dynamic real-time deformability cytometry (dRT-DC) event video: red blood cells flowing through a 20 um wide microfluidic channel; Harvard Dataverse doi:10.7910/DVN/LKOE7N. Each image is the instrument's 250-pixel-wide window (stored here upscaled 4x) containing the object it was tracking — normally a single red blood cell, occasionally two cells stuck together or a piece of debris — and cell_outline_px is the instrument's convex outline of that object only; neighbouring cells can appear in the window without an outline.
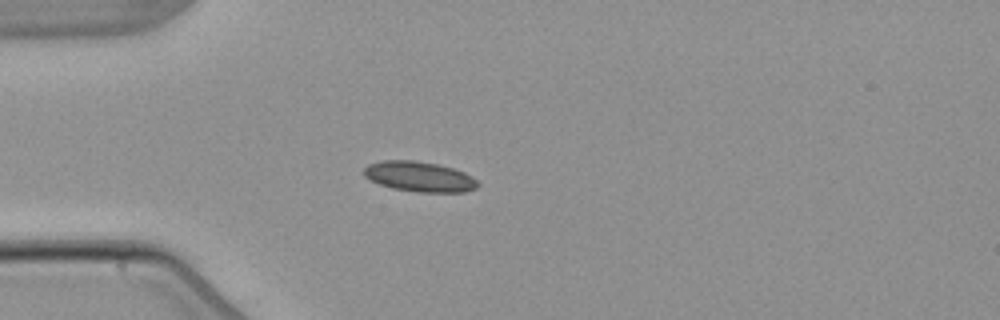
{"species": "common noctule bat (a hibernating species)", "species_latin": "Nyctalus noctula", "temperature_condition": "warm", "stored_images_in_passage": 3, "camera_frame_rate_fps": 3000, "um_per_image_px": 0.085, "animal": {"sex": "male", "body_mass_g": 21.5, "forearm_length_mm": 52.0}, "frame": {"image": 1, "passage_image": 3, "time_ms": 2.333, "image_size_px": [1000, 320], "cell_outline_px": [[480, 184], [476, 188], [464, 192], [420, 192], [392, 188], [380, 184], [364, 176], [364, 168], [368, 164], [384, 160], [412, 160], [436, 164], [452, 168], [464, 172], [472, 176]], "centroid_in_image_um": [35.66, 15.01], "position_along_channel_um": 49.3, "area_um2": 19.88}}